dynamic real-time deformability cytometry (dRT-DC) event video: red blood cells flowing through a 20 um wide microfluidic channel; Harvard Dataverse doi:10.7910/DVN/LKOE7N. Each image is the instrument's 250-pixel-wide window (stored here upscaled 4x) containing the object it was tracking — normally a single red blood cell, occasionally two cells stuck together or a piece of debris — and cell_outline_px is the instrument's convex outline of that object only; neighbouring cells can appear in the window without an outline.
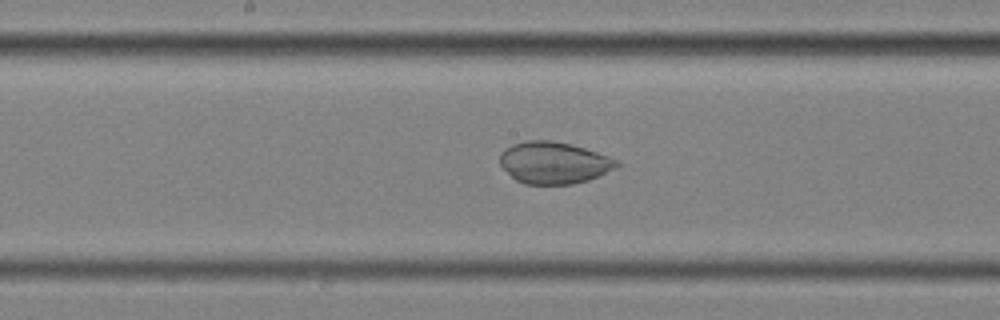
{"species": "common noctule bat (a hibernating species)", "species_latin": "Nyctalus noctula", "temperature_condition": "cold", "stored_images_in_passage": 48, "camera_frame_rate_fps": 3000, "um_per_image_px": 0.085, "animal": {"sex": "female", "body_mass_g": 25.1}, "frame": {"image": 1, "passage_image": 21, "time_ms": 6.667, "image_size_px": [1000, 320], "cell_outline_px": [[620, 164], [616, 168], [588, 180], [572, 184], [524, 184], [516, 180], [500, 164], [500, 152], [504, 148], [512, 144], [528, 140], [552, 140], [572, 144], [620, 160]], "centroid_in_image_um": [47.08, 13.82], "position_along_channel_um": 201.1, "area_um2": 28.55}}
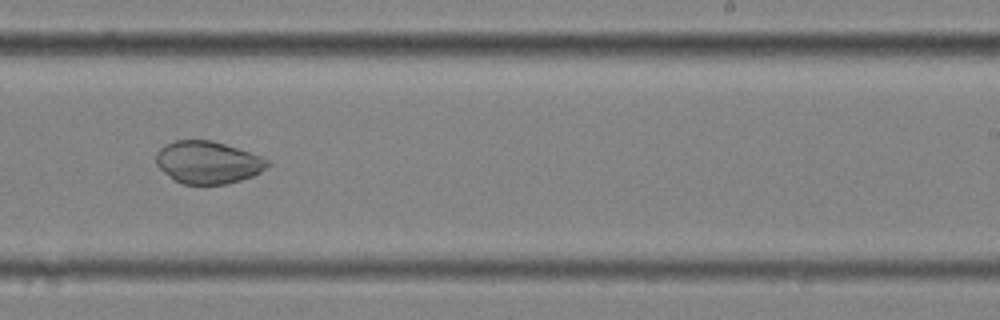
{"frame": {"image": 2, "passage_image": 27, "time_ms": 8.667, "image_size_px": [1000, 320], "cell_outline_px": [[272, 164], [260, 172], [252, 176], [228, 184], [184, 184], [176, 180], [164, 172], [156, 164], [156, 152], [164, 144], [176, 140], [212, 140], [260, 156], [268, 160]], "centroid_in_image_um": [17.66, 13.8], "position_along_channel_um": 271.3, "area_um2": 27.4}}
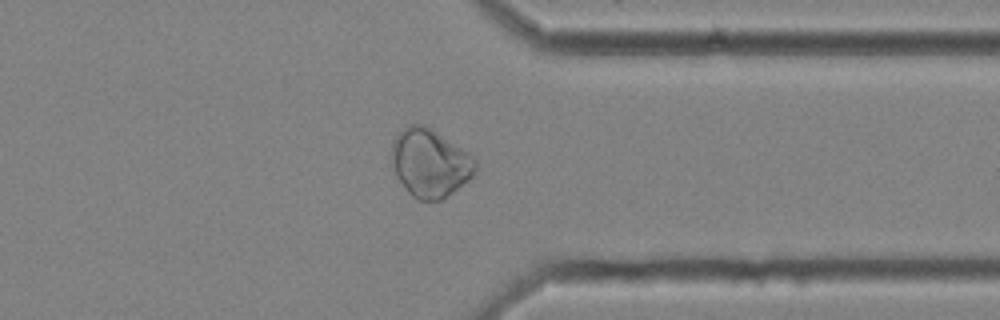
{"frame": {"image": 3, "passage_image": 36, "time_ms": 11.667, "image_size_px": [1000, 320], "cell_outline_px": [[476, 168], [472, 176], [468, 180], [448, 196], [440, 200], [416, 200], [408, 192], [396, 176], [388, 156], [392, 140], [408, 124], [428, 124], [468, 152], [476, 160]], "centroid_in_image_um": [36.5, 13.82], "position_along_channel_um": 374.9, "area_um2": 33.93}}